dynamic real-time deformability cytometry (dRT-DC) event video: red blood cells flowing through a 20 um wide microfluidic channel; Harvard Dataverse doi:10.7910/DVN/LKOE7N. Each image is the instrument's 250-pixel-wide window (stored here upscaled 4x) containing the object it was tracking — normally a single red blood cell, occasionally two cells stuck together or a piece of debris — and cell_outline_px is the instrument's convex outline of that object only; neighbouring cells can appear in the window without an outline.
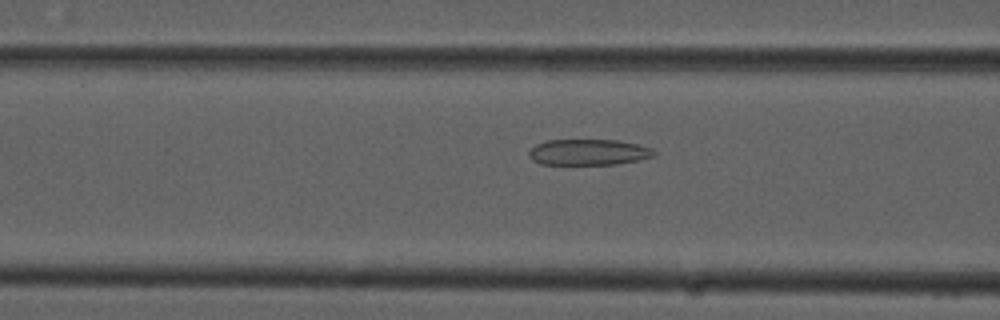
{"species": "common noctule bat (a hibernating species)", "species_latin": "Nyctalus noctula", "temperature_condition": "cold", "stored_images_in_passage": 54, "camera_frame_rate_fps": 3000, "um_per_image_px": 0.085, "animal": {"sex": "male", "forearm_length_mm": 52.5}, "frame": {"image": 1, "passage_image": 21, "time_ms": 6.667, "image_size_px": [1000, 320], "cell_outline_px": [[656, 156], [616, 164], [540, 164], [532, 160], [528, 156], [528, 152], [536, 144], [548, 140], [616, 140], [636, 144], [652, 148], [656, 152]], "centroid_in_image_um": [50.01, 12.93], "position_along_channel_um": 116.6, "area_um2": 18.84}}
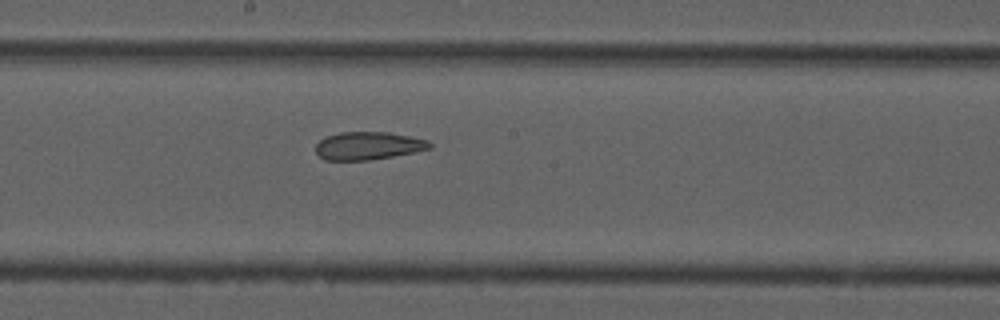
{"frame": {"image": 2, "passage_image": 29, "time_ms": 9.333, "image_size_px": [1000, 320], "cell_outline_px": [[432, 148], [392, 156], [368, 160], [324, 160], [316, 152], [316, 144], [320, 140], [328, 136], [340, 132], [388, 132], [428, 140], [432, 144]], "centroid_in_image_um": [31.29, 12.39], "position_along_channel_um": 216.9, "area_um2": 18.32}}
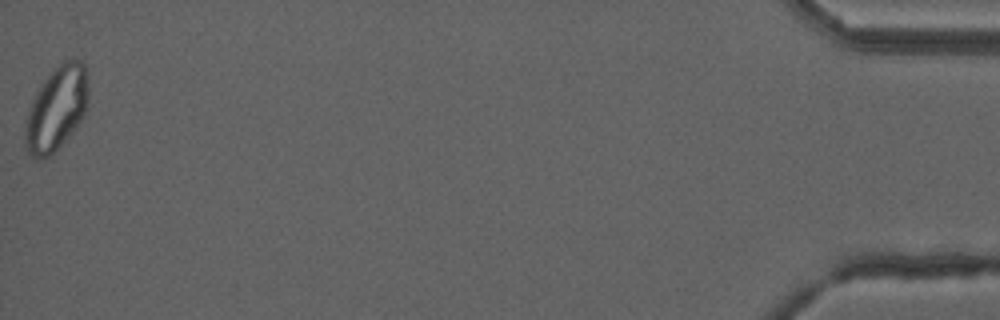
{"frame": {"image": 3, "passage_image": 54, "time_ms": 17.667, "image_size_px": [1000, 320], "cell_outline_px": [[88, 108], [72, 132], [48, 156], [40, 160], [32, 160], [24, 148], [24, 132], [28, 112], [40, 88], [48, 76], [64, 60], [80, 60], [88, 68]], "centroid_in_image_um": [4.82, 9.26], "position_along_channel_um": 430.4, "area_um2": 30.69}, "authors_computed_cell_mechanics": {"area_um2": 23.987, "velocity_mm_per_s": 3.7619, "shape_relaxation_time_tau1_ms": null, "shape_relaxation_time_tau2_ms": 3.9564, "deformation_change_tau1": null, "deformation_change_tau2": 0.1008}}